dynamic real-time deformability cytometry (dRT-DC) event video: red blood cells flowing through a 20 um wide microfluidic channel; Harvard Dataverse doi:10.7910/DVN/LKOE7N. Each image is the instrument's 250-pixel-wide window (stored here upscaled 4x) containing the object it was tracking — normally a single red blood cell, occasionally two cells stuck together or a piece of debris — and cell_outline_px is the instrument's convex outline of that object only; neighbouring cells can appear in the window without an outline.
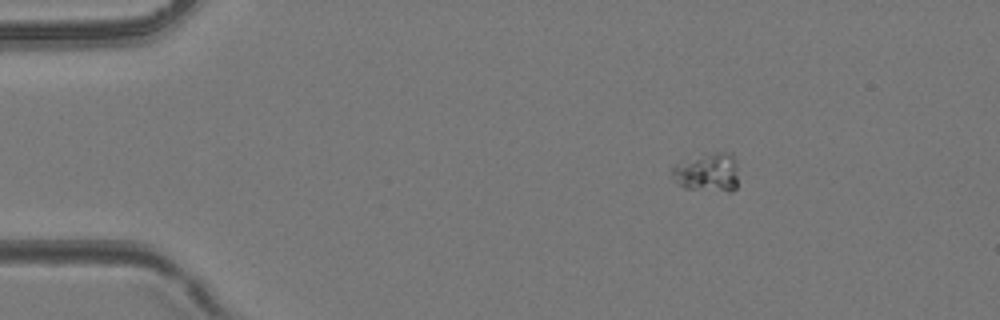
{"species": "common noctule bat (a hibernating species)", "species_latin": "Nyctalus noctula", "temperature_condition": "room temperature", "stored_images_in_passage": 39, "camera_frame_rate_fps": 3000, "um_per_image_px": 0.085, "animal": {"sex": "female", "body_mass_g": 24.6, "forearm_length_mm": 56.2}, "frame": {"image": 1, "passage_image": 1, "time_ms": 0.0, "image_size_px": [1000, 320], "cell_outline_px": [[736, 188], [732, 192], [728, 192], [684, 188], [676, 180], [672, 172], [672, 168], [676, 164], [716, 152], [732, 152], [736, 160]], "centroid_in_image_um": [60.19, 14.67], "position_along_channel_um": 24.8, "area_um2": 14.62}}
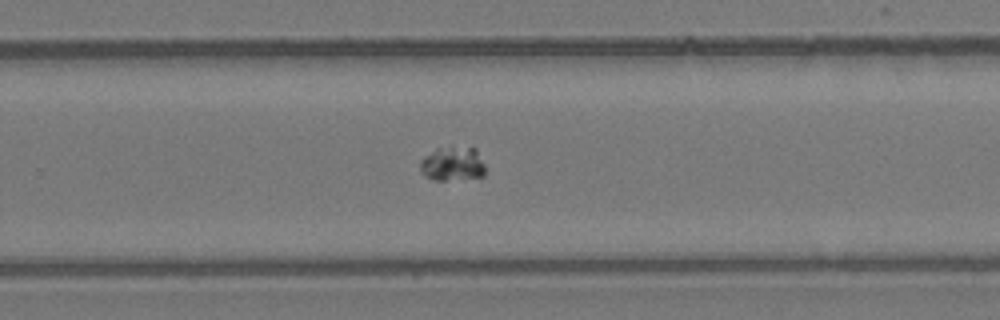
{"frame": {"image": 2, "passage_image": 23, "time_ms": 7.333, "image_size_px": [1000, 320], "cell_outline_px": [[484, 176], [444, 180], [432, 180], [424, 176], [420, 172], [420, 160], [424, 156], [436, 148], [452, 144], [476, 148], [484, 164]], "centroid_in_image_um": [38.44, 13.88], "position_along_channel_um": 291.4, "area_um2": 13.41}}
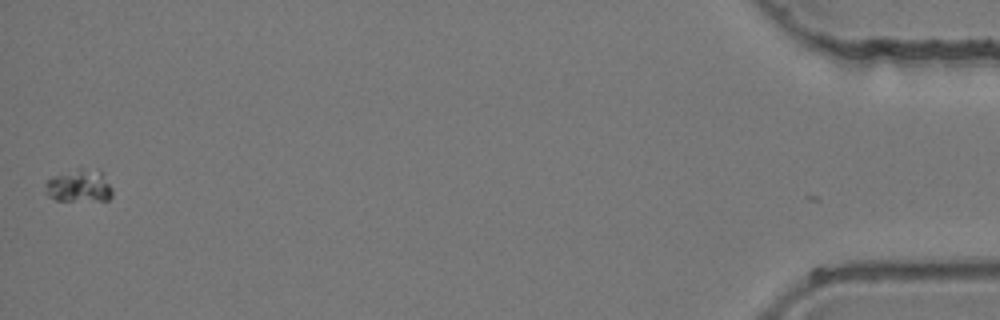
{"frame": {"image": 3, "passage_image": 38, "time_ms": 12.333, "image_size_px": [1000, 320], "cell_outline_px": [[112, 196], [108, 200], [56, 200], [48, 196], [44, 192], [48, 180], [52, 176], [80, 168], [104, 172], [112, 188]], "centroid_in_image_um": [6.75, 15.8], "position_along_channel_um": 428.5, "area_um2": 12.72}}